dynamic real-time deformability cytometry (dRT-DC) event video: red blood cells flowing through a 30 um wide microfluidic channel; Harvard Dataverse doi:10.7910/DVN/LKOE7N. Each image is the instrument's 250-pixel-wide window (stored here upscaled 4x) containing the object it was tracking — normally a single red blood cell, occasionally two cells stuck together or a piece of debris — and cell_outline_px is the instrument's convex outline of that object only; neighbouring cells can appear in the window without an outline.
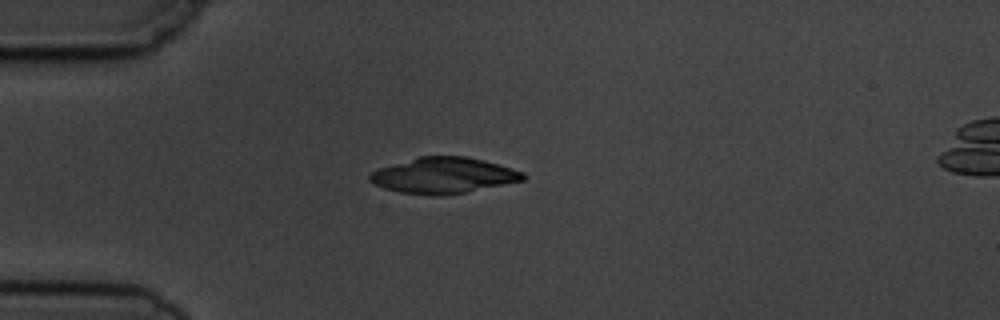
{"species": "common noctule bat (a hibernating species)", "species_latin": "Nyctalus noctula", "temperature_condition": "cold", "stored_images_in_passage": 5, "camera_frame_rate_fps": 3000, "um_per_image_px": 0.085, "animal": {"sex": "male", "body_mass_g": 19.5, "forearm_length_mm": 54.6}, "frame": {"image": 1, "passage_image": 4, "time_ms": 3.333, "image_size_px": [1000, 320], "cell_outline_px": [[528, 176], [524, 180], [448, 196], [436, 196], [400, 192], [384, 188], [368, 180], [368, 172], [380, 168], [420, 156], [464, 156], [484, 160], [524, 172]], "centroid_in_image_um": [37.71, 14.92], "position_along_channel_um": 47.3, "area_um2": 32.08}}